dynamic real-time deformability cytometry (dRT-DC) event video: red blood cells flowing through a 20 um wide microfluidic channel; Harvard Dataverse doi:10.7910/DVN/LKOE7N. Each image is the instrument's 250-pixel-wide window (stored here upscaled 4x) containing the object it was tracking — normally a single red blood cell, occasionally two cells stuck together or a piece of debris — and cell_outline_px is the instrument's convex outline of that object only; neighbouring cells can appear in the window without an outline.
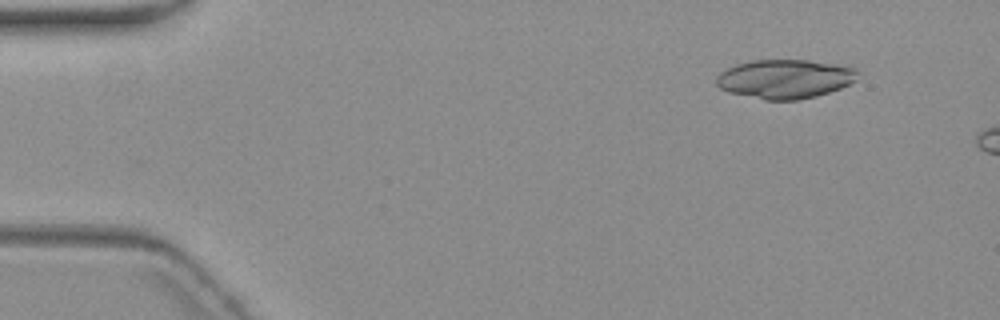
{"species": "common noctule bat (a hibernating species)", "species_latin": "Nyctalus noctula", "temperature_condition": "warm", "stored_images_in_passage": 3, "camera_frame_rate_fps": 3000, "um_per_image_px": 0.085, "animal": {"sex": "female", "body_mass_g": 19.3, "forearm_length_mm": 54.1}, "frame": {"image": 1, "passage_image": 1, "time_ms": 0.0, "image_size_px": [1000, 320], "cell_outline_px": [[856, 80], [840, 88], [816, 96], [796, 100], [764, 100], [728, 92], [720, 88], [716, 84], [716, 76], [720, 72], [736, 64], [752, 60], [808, 60], [856, 68]], "centroid_in_image_um": [66.67, 6.71], "position_along_channel_um": 18.3, "area_um2": 31.96}}